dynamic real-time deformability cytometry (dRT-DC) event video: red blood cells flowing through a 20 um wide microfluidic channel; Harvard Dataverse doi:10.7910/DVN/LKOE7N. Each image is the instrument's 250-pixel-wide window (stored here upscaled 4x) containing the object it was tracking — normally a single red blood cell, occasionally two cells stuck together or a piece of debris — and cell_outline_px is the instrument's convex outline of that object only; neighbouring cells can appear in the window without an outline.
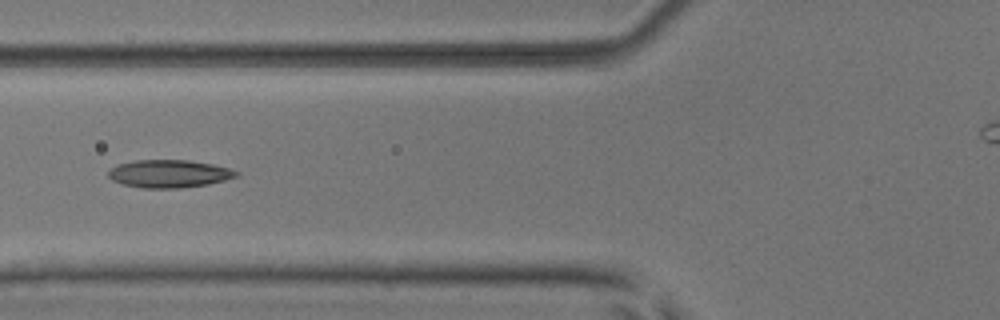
{"species": "common noctule bat (a hibernating species)", "species_latin": "Nyctalus noctula", "temperature_condition": "room temperature", "stored_images_in_passage": 4, "camera_frame_rate_fps": 3000, "um_per_image_px": 0.085, "animal": {"sex": "male", "body_mass_g": 17.9, "forearm_length_mm": 54.2}, "frame": {"image": 1, "passage_image": 4, "time_ms": 1.0, "image_size_px": [1000, 320], "cell_outline_px": [[240, 172], [236, 176], [224, 180], [208, 184], [180, 188], [140, 188], [124, 184], [112, 180], [108, 176], [108, 172], [116, 164], [136, 160], [188, 160], [212, 164], [228, 168]], "centroid_in_image_um": [14.35, 14.76], "position_along_channel_um": 111.5, "area_um2": 20.63}}